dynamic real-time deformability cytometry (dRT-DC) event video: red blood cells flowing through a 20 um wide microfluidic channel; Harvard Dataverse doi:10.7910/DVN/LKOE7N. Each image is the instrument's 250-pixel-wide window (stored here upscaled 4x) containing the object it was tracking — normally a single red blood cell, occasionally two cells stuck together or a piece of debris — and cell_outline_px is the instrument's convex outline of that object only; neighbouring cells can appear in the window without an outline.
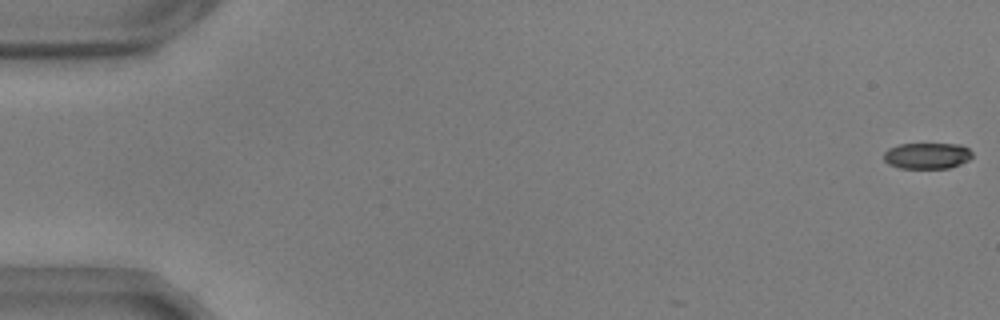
{"species": "common noctule bat (a hibernating species)", "species_latin": "Nyctalus noctula", "temperature_condition": "warm", "stored_images_in_passage": 4, "camera_frame_rate_fps": 3000, "um_per_image_px": 0.085, "animal": {"sex": "male", "body_mass_g": 17.9, "forearm_length_mm": 54.2}, "frame": {"image": 1, "passage_image": 1, "time_ms": 0.0, "image_size_px": [1000, 320], "cell_outline_px": [[972, 156], [968, 160], [960, 164], [948, 168], [900, 168], [888, 164], [884, 160], [884, 152], [888, 148], [900, 144], [960, 144], [968, 148], [972, 152]], "centroid_in_image_um": [78.79, 13.23], "position_along_channel_um": 6.2, "area_um2": 13.47}}